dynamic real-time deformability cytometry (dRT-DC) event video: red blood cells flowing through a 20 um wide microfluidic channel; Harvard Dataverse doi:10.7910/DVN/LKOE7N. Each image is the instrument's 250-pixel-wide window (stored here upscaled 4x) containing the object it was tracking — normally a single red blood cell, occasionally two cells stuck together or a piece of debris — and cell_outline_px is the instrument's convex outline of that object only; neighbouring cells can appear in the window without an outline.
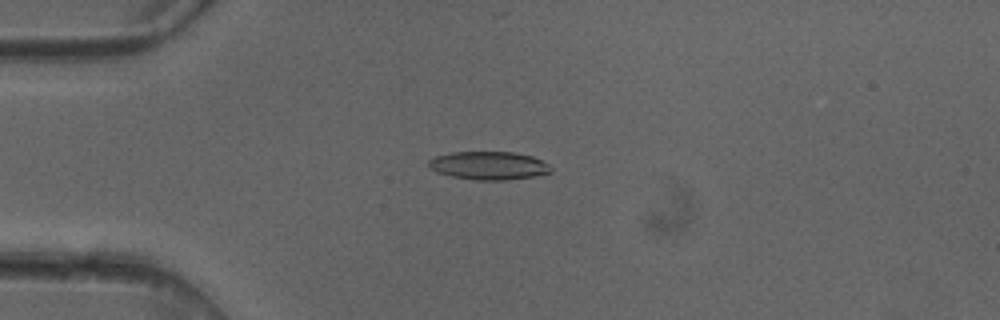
{"species": "common noctule bat (a hibernating species)", "species_latin": "Nyctalus noctula", "temperature_condition": "cold", "stored_images_in_passage": 5, "camera_frame_rate_fps": 3000, "um_per_image_px": 0.085, "animal": {"sex": "female"}, "frame": {"image": 1, "passage_image": 3, "time_ms": 0.667, "image_size_px": [1000, 320], "cell_outline_px": [[552, 172], [532, 176], [504, 180], [476, 180], [452, 176], [436, 172], [428, 164], [428, 160], [436, 156], [452, 152], [512, 152], [532, 156], [548, 164], [552, 168]], "centroid_in_image_um": [41.54, 14.07], "position_along_channel_um": 43.5, "area_um2": 19.88}}
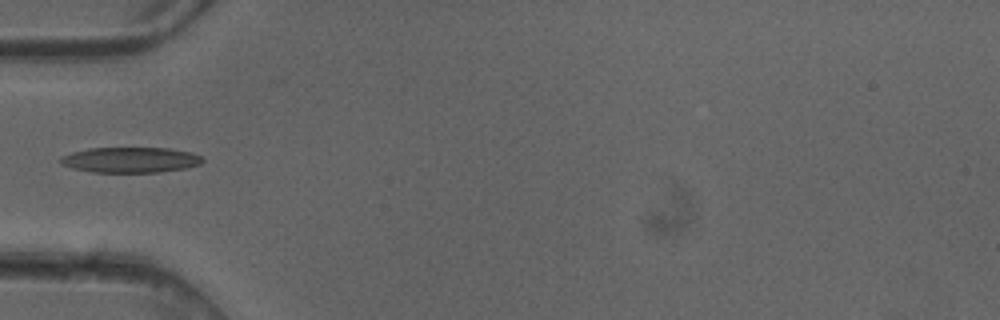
{"frame": {"image": 2, "passage_image": 4, "time_ms": 1.0, "image_size_px": [1000, 320], "cell_outline_px": [[204, 160], [200, 164], [184, 168], [160, 172], [92, 172], [72, 168], [60, 164], [60, 156], [72, 152], [88, 148], [168, 148], [192, 152], [200, 156]], "centroid_in_image_um": [11.05, 13.59], "position_along_channel_um": 73.9, "area_um2": 21.1}}
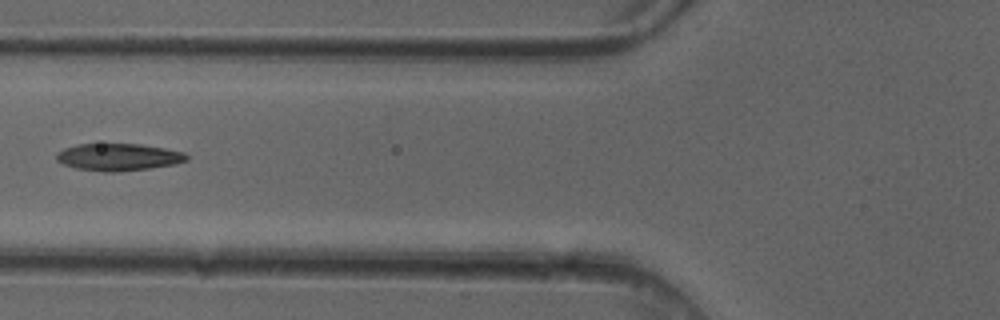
{"frame": {"image": 3, "passage_image": 5, "time_ms": 1.333, "image_size_px": [1000, 320], "cell_outline_px": [[188, 160], [176, 164], [148, 168], [112, 172], [104, 172], [76, 168], [64, 164], [56, 160], [56, 152], [64, 148], [76, 144], [140, 144], [164, 148], [184, 152], [188, 156]], "centroid_in_image_um": [10.05, 13.34], "position_along_channel_um": 115.7, "area_um2": 20.58}}